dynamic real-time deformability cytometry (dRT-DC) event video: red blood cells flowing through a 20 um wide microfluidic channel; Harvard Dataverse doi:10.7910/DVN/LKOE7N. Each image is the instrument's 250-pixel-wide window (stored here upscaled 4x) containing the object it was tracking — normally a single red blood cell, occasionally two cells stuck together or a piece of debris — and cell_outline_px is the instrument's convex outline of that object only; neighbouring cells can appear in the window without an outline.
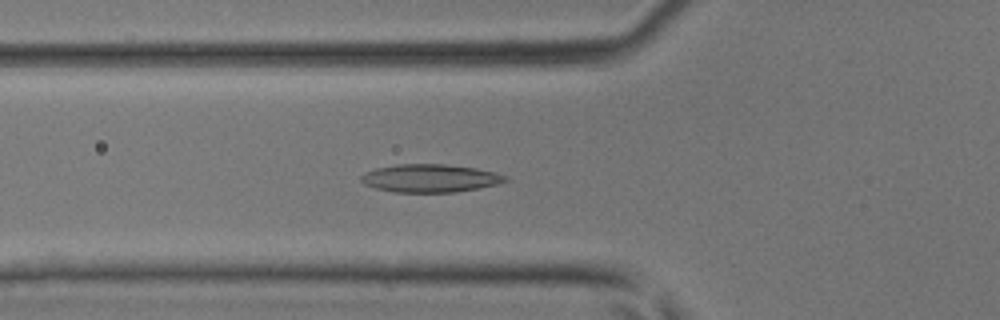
{"species": "common noctule bat (a hibernating species)", "species_latin": "Nyctalus noctula", "temperature_condition": "room temperature", "stored_images_in_passage": 37, "camera_frame_rate_fps": 3000, "um_per_image_px": 0.085, "animal": {"sex": "male", "body_mass_g": 17.9, "forearm_length_mm": 54.2}, "frame": {"image": 1, "passage_image": 9, "time_ms": 2.667, "image_size_px": [1000, 320], "cell_outline_px": [[508, 180], [496, 184], [456, 192], [392, 192], [376, 188], [364, 184], [360, 180], [360, 176], [364, 172], [376, 168], [396, 164], [444, 164], [476, 168], [496, 172], [508, 176]], "centroid_in_image_um": [36.53, 15.14], "position_along_channel_um": 89.3, "area_um2": 23.58}}
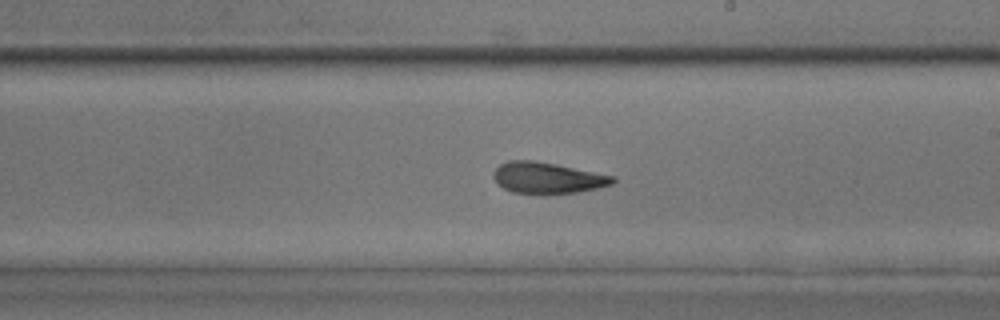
{"frame": {"image": 2, "passage_image": 19, "time_ms": 6.0, "image_size_px": [1000, 320], "cell_outline_px": [[616, 180], [612, 184], [596, 188], [576, 192], [540, 196], [512, 192], [504, 188], [492, 176], [492, 172], [500, 164], [508, 160], [536, 160], [616, 176]], "centroid_in_image_um": [46.52, 15.13], "position_along_channel_um": 242.5, "area_um2": 22.14}}
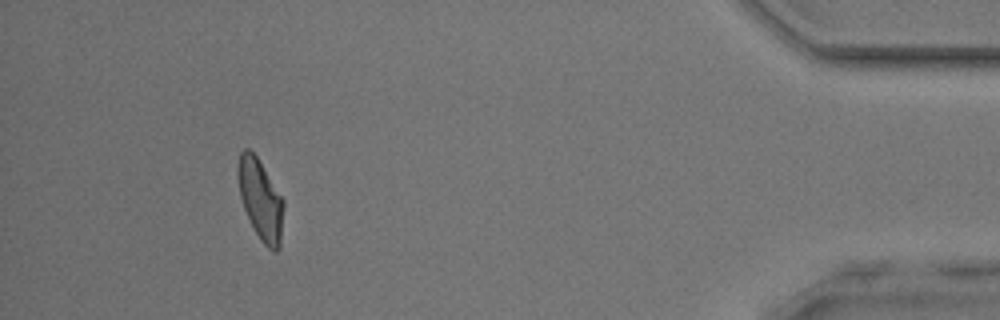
{"frame": {"image": 3, "passage_image": 34, "time_ms": 11.0, "image_size_px": [1000, 320], "cell_outline_px": [[284, 208], [280, 248], [276, 252], [272, 252], [260, 240], [244, 208], [240, 196], [236, 176], [236, 168], [240, 152], [244, 148], [248, 148], [256, 156], [284, 200]], "centroid_in_image_um": [22.14, 16.97], "position_along_channel_um": 413.1, "area_um2": 21.5}}